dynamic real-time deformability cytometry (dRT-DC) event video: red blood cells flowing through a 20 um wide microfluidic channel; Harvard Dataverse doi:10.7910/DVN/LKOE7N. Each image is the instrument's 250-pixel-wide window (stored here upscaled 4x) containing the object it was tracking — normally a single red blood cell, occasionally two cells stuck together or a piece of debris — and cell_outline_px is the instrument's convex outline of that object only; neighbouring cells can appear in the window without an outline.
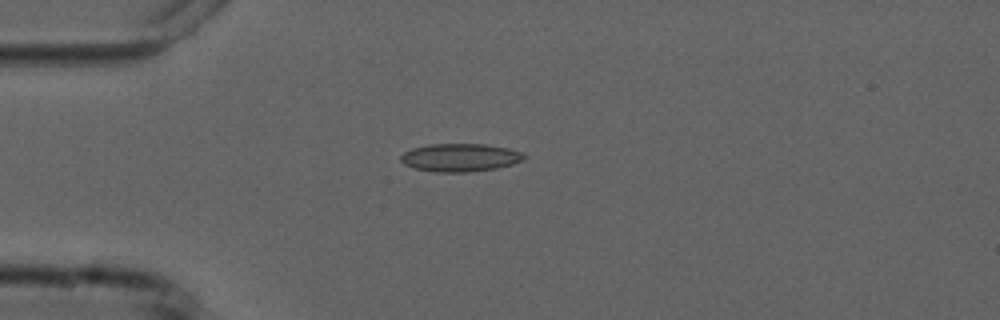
{"species": "common noctule bat (a hibernating species)", "species_latin": "Nyctalus noctula", "temperature_condition": "cold", "stored_images_in_passage": 5, "camera_frame_rate_fps": 3000, "um_per_image_px": 0.085, "animal": {"sex": "male", "forearm_length_mm": 52.5}, "frame": {"image": 1, "passage_image": 2, "time_ms": 2.333, "image_size_px": [1000, 320], "cell_outline_px": [[528, 156], [524, 160], [512, 164], [496, 168], [468, 172], [436, 172], [412, 168], [404, 164], [400, 160], [400, 156], [404, 152], [412, 148], [432, 144], [484, 144], [508, 148], [520, 152]], "centroid_in_image_um": [39.1, 13.39], "position_along_channel_um": 45.9, "area_um2": 20.17}}
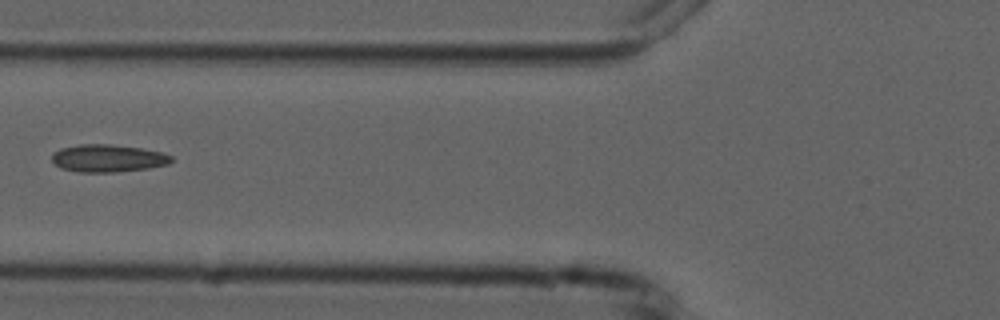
{"frame": {"image": 2, "passage_image": 4, "time_ms": 4.667, "image_size_px": [1000, 320], "cell_outline_px": [[172, 160], [168, 164], [148, 168], [116, 172], [80, 172], [60, 168], [52, 160], [52, 152], [60, 148], [80, 144], [112, 144], [140, 148], [164, 152], [172, 156]], "centroid_in_image_um": [9.16, 13.44], "position_along_channel_um": 116.6, "area_um2": 19.25}}
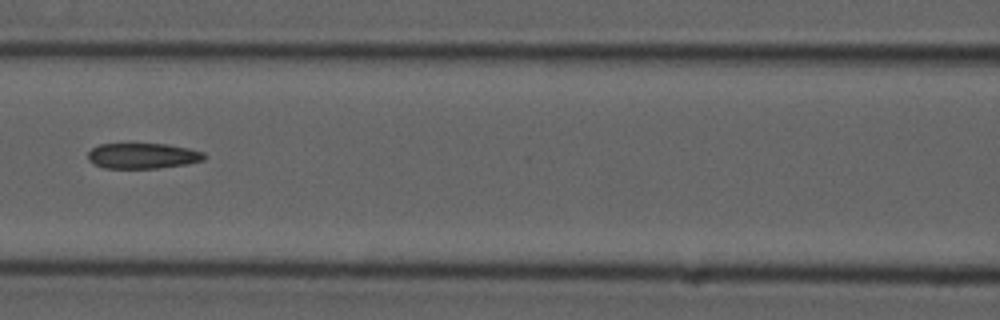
{"frame": {"image": 3, "passage_image": 5, "time_ms": 5.667, "image_size_px": [1000, 320], "cell_outline_px": [[208, 156], [204, 160], [188, 164], [160, 168], [104, 168], [88, 160], [88, 152], [92, 148], [100, 144], [168, 144], [188, 148], [204, 152]], "centroid_in_image_um": [12.18, 13.25], "position_along_channel_um": 154.4, "area_um2": 17.4}}